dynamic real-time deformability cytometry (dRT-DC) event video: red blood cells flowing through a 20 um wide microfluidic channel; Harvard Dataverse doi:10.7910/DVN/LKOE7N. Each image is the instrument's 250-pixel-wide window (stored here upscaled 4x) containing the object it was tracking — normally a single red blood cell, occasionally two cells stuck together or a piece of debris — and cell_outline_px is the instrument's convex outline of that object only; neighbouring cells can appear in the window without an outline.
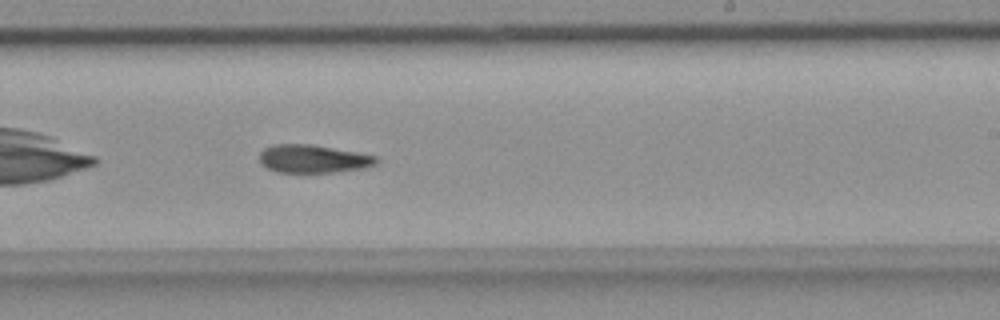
{"species": "common noctule bat (a hibernating species)", "species_latin": "Nyctalus noctula", "temperature_condition": "room temperature", "stored_images_in_passage": 40, "camera_frame_rate_fps": 3000, "um_per_image_px": 0.085, "animal": {"sex": "female", "body_mass_g": 18.4}, "frame": {"image": 1, "passage_image": 18, "time_ms": 5.667, "image_size_px": [1000, 320], "cell_outline_px": [[380, 160], [376, 164], [364, 168], [336, 172], [276, 172], [260, 164], [260, 152], [264, 148], [272, 144], [312, 144], [356, 152], [376, 156]], "centroid_in_image_um": [26.61, 13.5], "position_along_channel_um": 262.4, "area_um2": 19.19}}
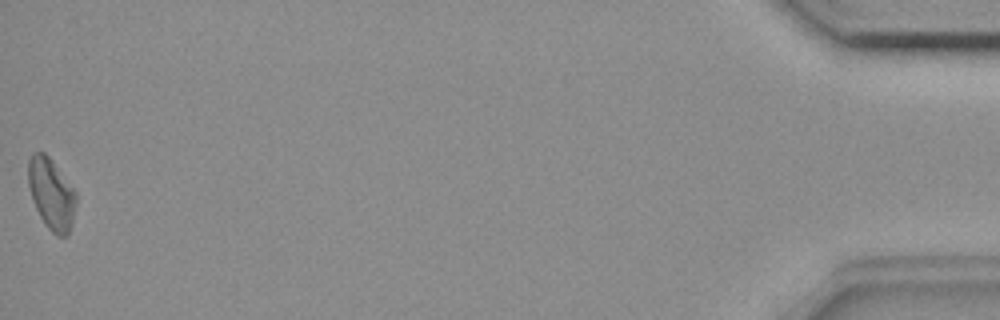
{"frame": {"image": 2, "passage_image": 40, "time_ms": 13.0, "image_size_px": [1000, 320], "cell_outline_px": [[76, 204], [68, 236], [56, 236], [44, 224], [32, 200], [28, 184], [28, 160], [32, 152], [44, 152], [52, 160], [76, 192]], "centroid_in_image_um": [4.35, 16.48], "position_along_channel_um": 430.8, "area_um2": 19.83}}